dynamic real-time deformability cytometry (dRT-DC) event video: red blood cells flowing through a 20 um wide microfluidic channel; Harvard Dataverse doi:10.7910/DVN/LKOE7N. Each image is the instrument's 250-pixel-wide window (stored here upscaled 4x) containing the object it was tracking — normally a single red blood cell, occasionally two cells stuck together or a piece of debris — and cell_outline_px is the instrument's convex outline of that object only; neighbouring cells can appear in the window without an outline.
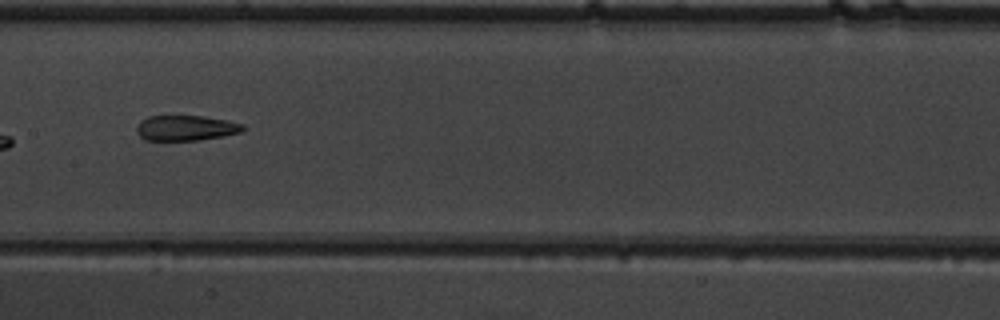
{"species": "common noctule bat (a hibernating species)", "species_latin": "Nyctalus noctula", "temperature_condition": "warm", "stored_images_in_passage": 8, "camera_frame_rate_fps": 3000, "um_per_image_px": 0.085, "animal": {"sex": "male", "body_mass_g": 19.5, "forearm_length_mm": 54.6}, "frame": {"image": 1, "passage_image": 8, "time_ms": 2.333, "image_size_px": [1000, 320], "cell_outline_px": [[248, 128], [240, 132], [220, 136], [196, 140], [144, 140], [136, 132], [136, 128], [140, 120], [148, 116], [204, 116], [228, 120], [244, 124]], "centroid_in_image_um": [15.8, 10.87], "position_along_channel_um": 191.6, "area_um2": 15.72}}